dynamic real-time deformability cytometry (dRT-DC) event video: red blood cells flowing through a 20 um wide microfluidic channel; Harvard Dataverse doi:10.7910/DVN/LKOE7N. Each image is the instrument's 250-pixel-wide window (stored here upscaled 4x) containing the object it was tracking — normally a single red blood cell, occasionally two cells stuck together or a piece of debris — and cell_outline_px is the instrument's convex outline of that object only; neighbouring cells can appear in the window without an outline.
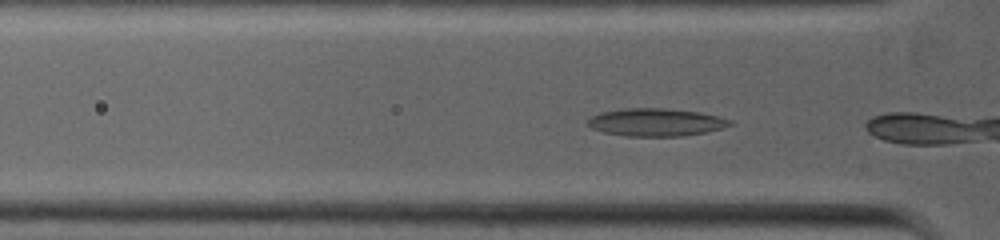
{"species": "common noctule bat (a hibernating species)", "species_latin": "Nyctalus noctula", "temperature_condition": "warm", "stored_images_in_passage": 5, "camera_frame_rate_fps": 5000, "um_per_image_px": 0.085, "animal": {"sex": "female", "body_mass_g": 19.0, "forearm_length_mm": 53.3}, "frame": {"image": 1, "passage_image": 3, "time_ms": 0.4, "image_size_px": [1000, 240], "cell_outline_px": [[732, 124], [724, 128], [708, 132], [684, 136], [628, 136], [604, 132], [592, 128], [588, 124], [588, 120], [592, 116], [600, 112], [620, 108], [664, 108], [700, 112], [732, 120]], "centroid_in_image_um": [55.77, 10.39], "position_along_channel_um": 70.0, "area_um2": 23.06}}